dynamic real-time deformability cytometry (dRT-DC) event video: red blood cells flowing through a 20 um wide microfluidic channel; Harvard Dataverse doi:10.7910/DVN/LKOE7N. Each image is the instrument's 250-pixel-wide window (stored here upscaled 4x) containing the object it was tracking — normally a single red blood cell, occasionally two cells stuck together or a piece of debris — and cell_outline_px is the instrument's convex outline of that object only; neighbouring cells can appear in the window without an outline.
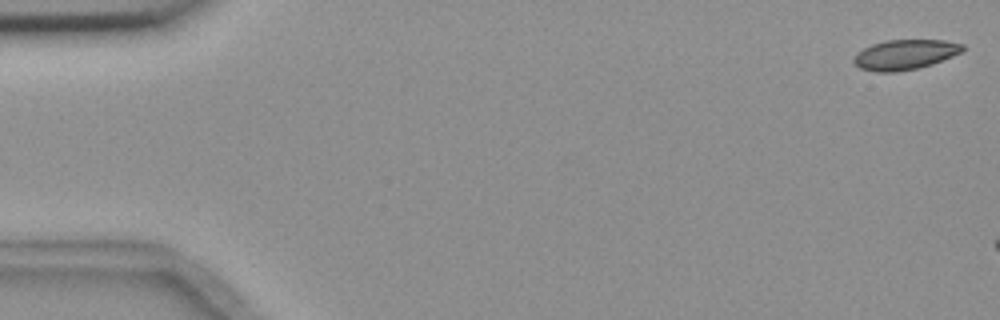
{"species": "common noctule bat (a hibernating species)", "species_latin": "Nyctalus noctula", "temperature_condition": "room temperature", "stored_images_in_passage": 3, "camera_frame_rate_fps": 3000, "um_per_image_px": 0.085, "animal": {"sex": "female", "body_mass_g": 18.4}, "frame": {"image": 1, "passage_image": 1, "time_ms": 0.0, "image_size_px": [1000, 320], "cell_outline_px": [[964, 48], [960, 52], [952, 56], [932, 64], [916, 68], [896, 72], [876, 72], [860, 68], [852, 60], [856, 52], [872, 44], [888, 40], [944, 40], [964, 44]], "centroid_in_image_um": [76.89, 4.64], "position_along_channel_um": 8.1, "area_um2": 18.9}}